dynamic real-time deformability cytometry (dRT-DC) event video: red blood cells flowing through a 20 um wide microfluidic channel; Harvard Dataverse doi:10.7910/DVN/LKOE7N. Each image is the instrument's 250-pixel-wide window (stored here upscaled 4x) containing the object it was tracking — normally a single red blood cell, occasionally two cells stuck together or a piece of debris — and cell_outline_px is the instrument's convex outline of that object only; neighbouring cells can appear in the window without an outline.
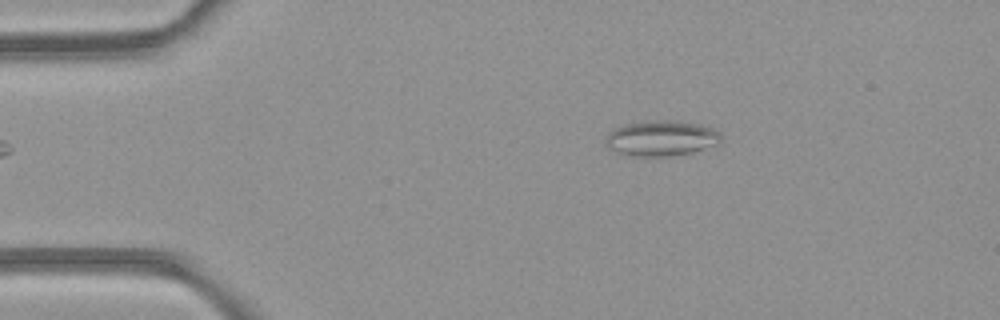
{"species": "common noctule bat (a hibernating species)", "species_latin": "Nyctalus noctula", "temperature_condition": "room temperature", "stored_images_in_passage": 46, "camera_frame_rate_fps": 3000, "um_per_image_px": 0.085, "animal": {"sex": "female", "body_mass_g": 21.9}, "frame": {"image": 1, "passage_image": 6, "time_ms": 1.667, "image_size_px": [1000, 320], "cell_outline_px": [[720, 144], [692, 152], [672, 156], [628, 156], [608, 148], [608, 136], [612, 128], [628, 124], [648, 120], [676, 120], [700, 124], [712, 128], [720, 132]], "centroid_in_image_um": [56.25, 11.75], "position_along_channel_um": 28.7, "area_um2": 23.87}}
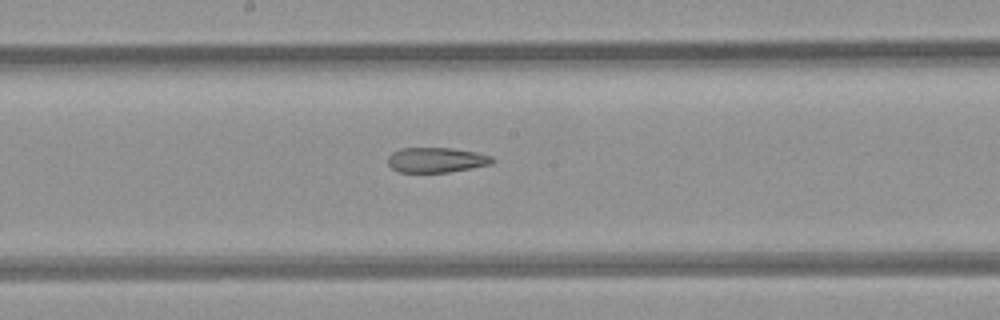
{"frame": {"image": 2, "passage_image": 23, "time_ms": 7.333, "image_size_px": [1000, 320], "cell_outline_px": [[496, 160], [492, 164], [472, 168], [448, 172], [400, 172], [392, 168], [388, 164], [388, 156], [392, 152], [400, 148], [452, 148], [476, 152], [492, 156]], "centroid_in_image_um": [37.11, 13.59], "position_along_channel_um": 211.1, "area_um2": 15.32}}
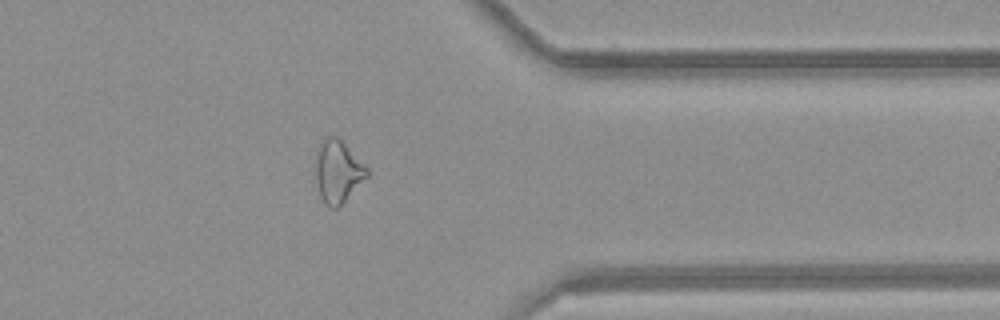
{"frame": {"image": 3, "passage_image": 36, "time_ms": 11.667, "image_size_px": [1000, 320], "cell_outline_px": [[368, 176], [336, 208], [332, 208], [324, 204], [320, 196], [316, 180], [316, 148], [324, 136], [336, 136], [368, 168]], "centroid_in_image_um": [28.68, 14.55], "position_along_channel_um": 382.7, "area_um2": 18.38}, "authors_computed_cell_mechanics": {"area_um2": 19.652, "velocity_mm_per_s": 4.2373, "shape_relaxation_time_tau1_ms": null, "shape_relaxation_time_tau2_ms": 4.5487, "deformation_change_tau1": null, "deformation_change_tau2": 0.1579}}